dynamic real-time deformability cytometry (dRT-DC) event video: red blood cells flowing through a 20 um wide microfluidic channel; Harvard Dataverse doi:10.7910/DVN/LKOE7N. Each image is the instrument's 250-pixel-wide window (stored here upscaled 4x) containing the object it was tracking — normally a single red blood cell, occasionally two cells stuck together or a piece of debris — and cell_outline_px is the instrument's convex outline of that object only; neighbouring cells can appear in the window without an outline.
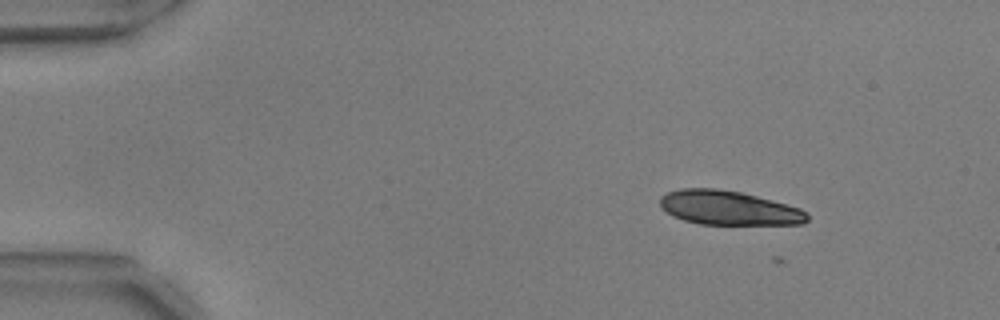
{"species": "common noctule bat (a hibernating species)", "species_latin": "Nyctalus noctula", "temperature_condition": "warm", "stored_images_in_passage": 9, "camera_frame_rate_fps": 3000, "um_per_image_px": 0.085, "animal": {"sex": "male", "body_mass_g": 17.9, "forearm_length_mm": 54.2}, "frame": {"image": 1, "passage_image": 2, "time_ms": 0.333, "image_size_px": [1000, 320], "cell_outline_px": [[808, 220], [804, 224], [700, 224], [684, 220], [672, 216], [660, 204], [660, 196], [668, 192], [680, 188], [716, 188], [740, 192], [756, 196], [800, 208], [808, 212]], "centroid_in_image_um": [61.94, 17.67], "position_along_channel_um": 23.1, "area_um2": 29.19}}